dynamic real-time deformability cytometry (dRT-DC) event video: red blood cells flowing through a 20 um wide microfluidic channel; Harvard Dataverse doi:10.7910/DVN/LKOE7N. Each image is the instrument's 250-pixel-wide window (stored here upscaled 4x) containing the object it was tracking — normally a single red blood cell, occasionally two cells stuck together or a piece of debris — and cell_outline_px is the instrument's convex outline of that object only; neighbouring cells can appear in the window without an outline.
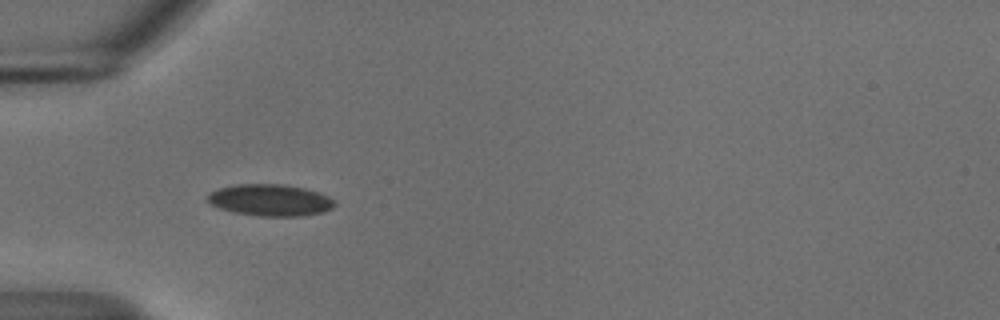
{"species": "common noctule bat (a hibernating species)", "species_latin": "Nyctalus noctula", "temperature_condition": "cold", "stored_images_in_passage": 38, "camera_frame_rate_fps": 3000, "um_per_image_px": 0.085, "animal": {"sex": "male", "body_mass_g": 18.8}, "frame": {"image": 1, "passage_image": 1, "time_ms": 0.0, "image_size_px": [1000, 320], "cell_outline_px": [[336, 204], [332, 208], [324, 212], [300, 216], [256, 216], [232, 212], [208, 204], [208, 196], [212, 192], [220, 188], [236, 184], [280, 184], [304, 188], [320, 192], [336, 200]], "centroid_in_image_um": [23.0, 17.02], "position_along_channel_um": 62.0, "area_um2": 23.58}}
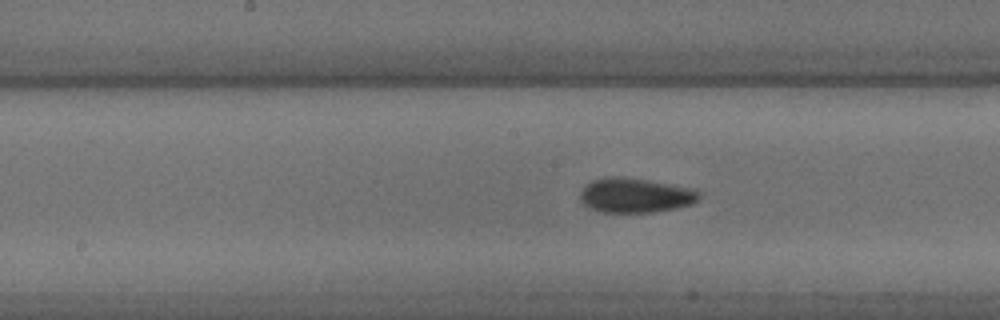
{"frame": {"image": 2, "passage_image": 12, "time_ms": 3.667, "image_size_px": [1000, 320], "cell_outline_px": [[700, 200], [692, 204], [676, 208], [652, 212], [600, 212], [588, 208], [580, 200], [580, 192], [584, 184], [592, 180], [604, 176], [612, 176], [648, 180], [688, 188], [700, 192]], "centroid_in_image_um": [53.94, 16.61], "position_along_channel_um": 194.3, "area_um2": 24.04}}
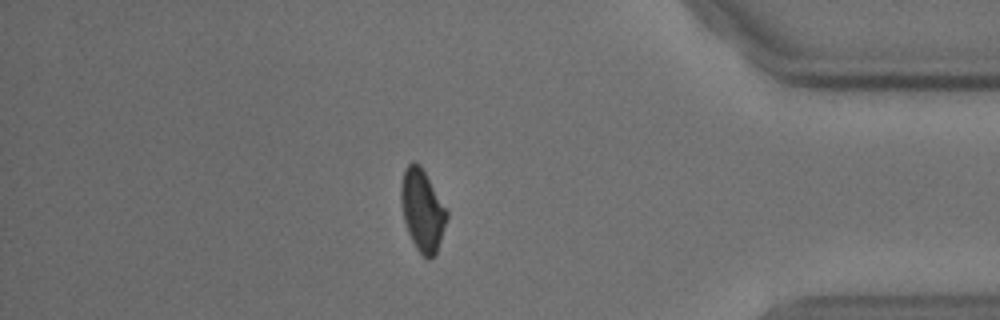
{"frame": {"image": 3, "passage_image": 31, "time_ms": 10.0, "image_size_px": [1000, 320], "cell_outline_px": [[448, 216], [436, 252], [428, 260], [416, 248], [408, 232], [404, 220], [400, 200], [400, 184], [404, 168], [412, 160], [420, 164], [448, 212]], "centroid_in_image_um": [35.87, 17.82], "position_along_channel_um": 399.3, "area_um2": 21.62}, "authors_computed_cell_mechanics": {"area_um2": 22.7154, "velocity_mm_per_s": 3.6936, "shape_relaxation_time_tau1_ms": 4.8072, "shape_relaxation_time_tau2_ms": 4.3504, "deformation_change_tau1": 0.1139, "deformation_change_tau2": 0.0653}}